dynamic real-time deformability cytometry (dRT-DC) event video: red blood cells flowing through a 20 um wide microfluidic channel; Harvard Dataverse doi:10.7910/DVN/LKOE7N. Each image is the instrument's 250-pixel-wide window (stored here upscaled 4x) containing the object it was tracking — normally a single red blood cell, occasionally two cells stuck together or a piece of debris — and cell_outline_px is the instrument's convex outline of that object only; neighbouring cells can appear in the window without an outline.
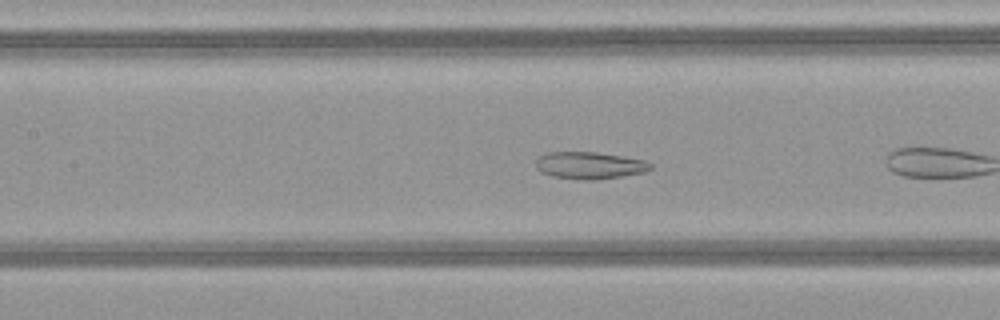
{"species": "common noctule bat (a hibernating species)", "species_latin": "Nyctalus noctula", "temperature_condition": "warm", "stored_images_in_passage": 23, "camera_frame_rate_fps": 3000, "um_per_image_px": 0.085, "animal": {"sex": "female", "body_mass_g": 21.9}, "frame": {"image": 1, "passage_image": 7, "time_ms": 2.0, "image_size_px": [1000, 320], "cell_outline_px": [[652, 168], [644, 172], [596, 180], [584, 180], [552, 176], [540, 172], [536, 168], [536, 160], [540, 156], [548, 152], [596, 152], [644, 160], [652, 164]], "centroid_in_image_um": [50.09, 14.06], "position_along_channel_um": 157.3, "area_um2": 17.98}}